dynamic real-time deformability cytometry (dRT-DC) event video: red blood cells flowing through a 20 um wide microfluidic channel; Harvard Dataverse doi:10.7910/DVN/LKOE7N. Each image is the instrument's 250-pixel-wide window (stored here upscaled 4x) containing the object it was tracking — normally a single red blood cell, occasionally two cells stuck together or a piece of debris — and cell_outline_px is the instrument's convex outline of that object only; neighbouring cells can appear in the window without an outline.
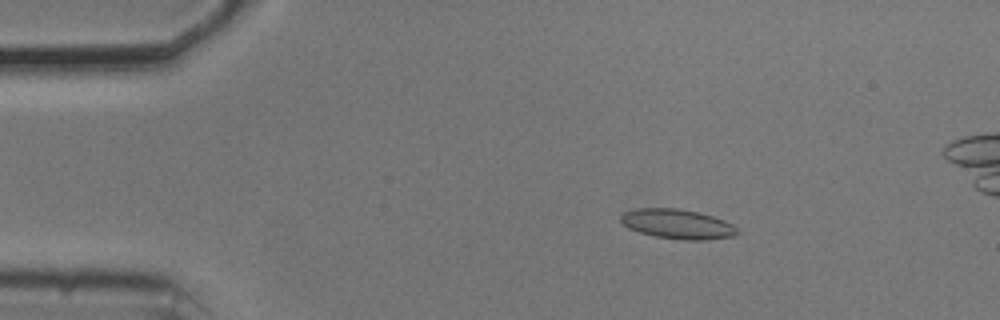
{"species": "common noctule bat (a hibernating species)", "species_latin": "Nyctalus noctula", "temperature_condition": "cold", "stored_images_in_passage": 16, "camera_frame_rate_fps": 3000, "um_per_image_px": 0.085, "animal": {"sex": "male", "body_mass_g": 20.5, "forearm_length_mm": 52.5}, "frame": {"image": 1, "passage_image": 9, "time_ms": 2.667, "image_size_px": [1000, 320], "cell_outline_px": [[740, 232], [732, 236], [704, 240], [684, 240], [656, 236], [640, 232], [628, 228], [620, 220], [620, 216], [624, 212], [636, 208], [676, 208], [700, 212], [724, 220], [732, 224]], "centroid_in_image_um": [57.58, 19.03], "position_along_channel_um": 27.4, "area_um2": 20.06}}